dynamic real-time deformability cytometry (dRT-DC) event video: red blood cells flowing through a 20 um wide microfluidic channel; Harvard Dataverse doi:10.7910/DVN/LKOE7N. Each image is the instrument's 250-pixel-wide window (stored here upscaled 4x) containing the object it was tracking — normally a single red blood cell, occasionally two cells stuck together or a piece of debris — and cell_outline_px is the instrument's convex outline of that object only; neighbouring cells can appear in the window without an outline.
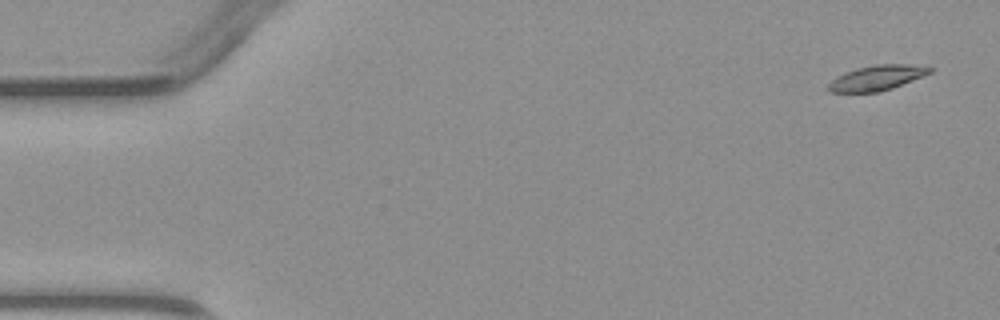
{"species": "common noctule bat (a hibernating species)", "species_latin": "Nyctalus noctula", "temperature_condition": "warm", "stored_images_in_passage": 4, "camera_frame_rate_fps": 3000, "um_per_image_px": 0.085, "animal": {"sex": "male", "body_mass_g": 23.1, "forearm_length_mm": 52.7}, "frame": {"image": 1, "passage_image": 1, "time_ms": 0.0, "image_size_px": [1000, 320], "cell_outline_px": [[936, 68], [932, 72], [924, 76], [892, 88], [876, 92], [828, 92], [828, 84], [836, 76], [844, 72], [856, 68], [876, 64], [908, 64]], "centroid_in_image_um": [74.55, 6.6], "position_along_channel_um": 10.5, "area_um2": 14.91}}
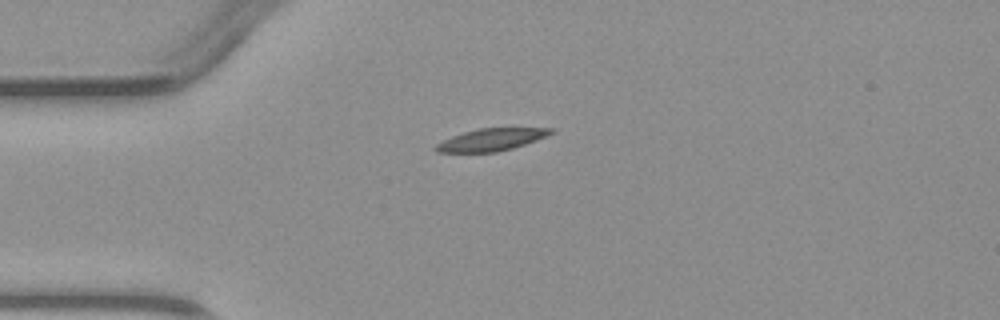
{"frame": {"image": 2, "passage_image": 3, "time_ms": 3.333, "image_size_px": [1000, 320], "cell_outline_px": [[556, 132], [524, 144], [512, 148], [496, 152], [436, 152], [432, 148], [436, 144], [452, 136], [464, 132], [480, 128], [556, 128]], "centroid_in_image_um": [41.75, 11.87], "position_along_channel_um": 43.3, "area_um2": 14.8}}